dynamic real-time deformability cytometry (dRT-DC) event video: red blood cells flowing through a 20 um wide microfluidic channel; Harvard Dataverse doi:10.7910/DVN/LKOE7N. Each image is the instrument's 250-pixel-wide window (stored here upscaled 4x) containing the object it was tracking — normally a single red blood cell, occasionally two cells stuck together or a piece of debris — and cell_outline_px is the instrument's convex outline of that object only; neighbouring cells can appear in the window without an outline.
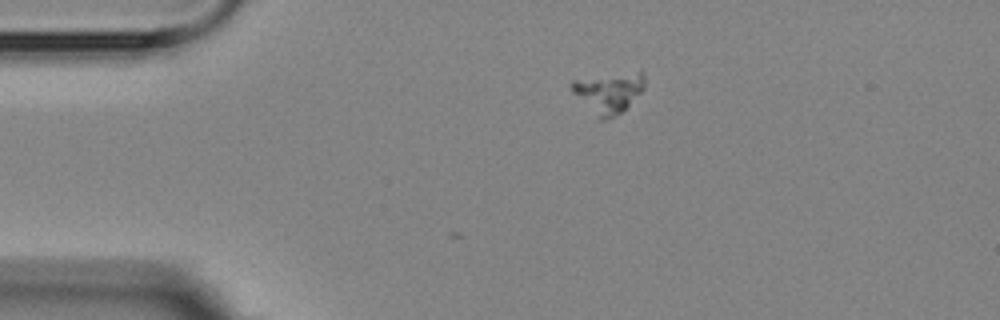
{"species": "Egyptian fruit bat (a non-hibernating species)", "species_latin": "Rousettus aegyptiacus", "temperature_condition": "room temperature", "stored_images_in_passage": 5, "camera_frame_rate_fps": 3000, "um_per_image_px": 0.085, "animal": {"sex": "female"}, "frame": {"image": 1, "passage_image": 1, "time_ms": 0.0, "image_size_px": [1000, 320], "cell_outline_px": [[644, 88], [620, 112], [604, 120], [600, 120], [572, 92], [568, 84], [572, 80], [640, 68], [644, 72]], "centroid_in_image_um": [51.74, 7.77], "position_along_channel_um": 33.3, "area_um2": 17.46}}
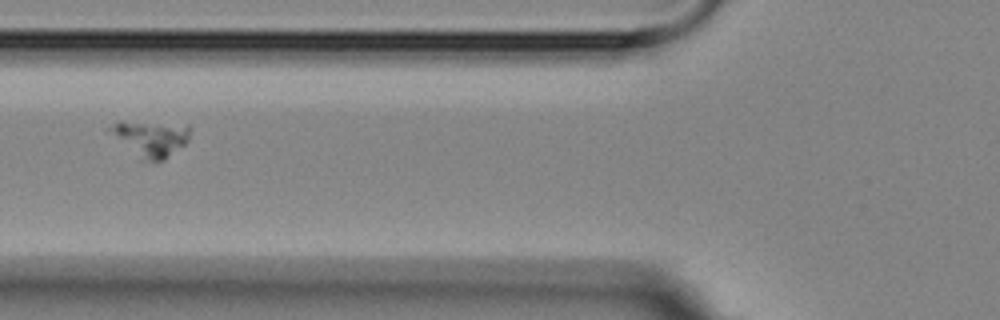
{"frame": {"image": 2, "passage_image": 4, "time_ms": 3.333, "image_size_px": [1000, 320], "cell_outline_px": [[188, 140], [184, 144], [164, 160], [144, 160], [104, 128], [120, 120], [188, 124]], "centroid_in_image_um": [12.79, 11.7], "position_along_channel_um": 113.0, "area_um2": 16.53}}
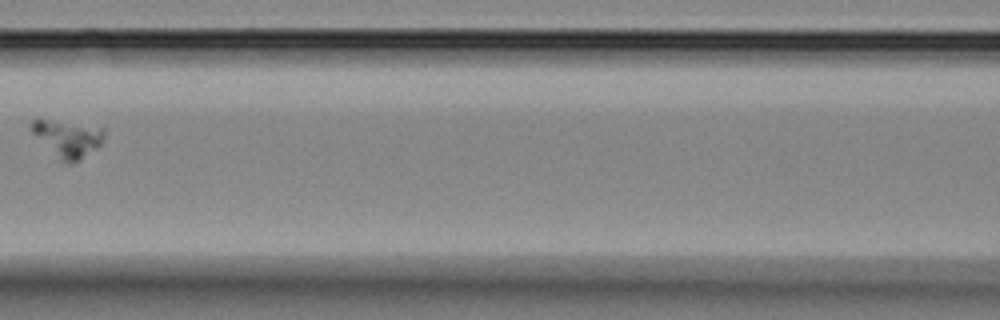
{"frame": {"image": 3, "passage_image": 5, "time_ms": 4.667, "image_size_px": [1000, 320], "cell_outline_px": [[104, 136], [100, 144], [80, 160], [72, 164], [68, 164], [32, 132], [32, 120], [44, 120], [104, 128]], "centroid_in_image_um": [5.81, 11.78], "position_along_channel_um": 160.8, "area_um2": 14.45}}